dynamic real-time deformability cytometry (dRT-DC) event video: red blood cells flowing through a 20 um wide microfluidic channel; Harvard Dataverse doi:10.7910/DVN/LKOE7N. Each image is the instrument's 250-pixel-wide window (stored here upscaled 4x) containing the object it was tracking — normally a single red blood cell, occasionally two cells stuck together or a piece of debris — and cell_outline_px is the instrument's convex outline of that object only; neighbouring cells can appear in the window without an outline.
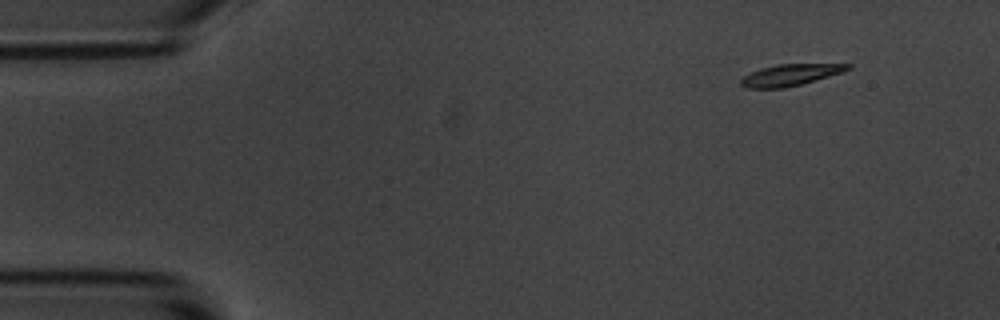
{"species": "common noctule bat (a hibernating species)", "species_latin": "Nyctalus noctula", "temperature_condition": "room temperature", "stored_images_in_passage": 5, "camera_frame_rate_fps": 3000, "um_per_image_px": 0.085, "animal": {"sex": "male", "body_mass_g": 20.1, "forearm_length_mm": 53.5}, "frame": {"image": 1, "passage_image": 1, "time_ms": 0.0, "image_size_px": [1000, 320], "cell_outline_px": [[852, 68], [828, 76], [800, 84], [784, 88], [744, 88], [740, 84], [740, 80], [744, 76], [760, 68], [776, 64], [852, 64]], "centroid_in_image_um": [67.12, 6.37], "position_along_channel_um": 17.9, "area_um2": 13.18}}